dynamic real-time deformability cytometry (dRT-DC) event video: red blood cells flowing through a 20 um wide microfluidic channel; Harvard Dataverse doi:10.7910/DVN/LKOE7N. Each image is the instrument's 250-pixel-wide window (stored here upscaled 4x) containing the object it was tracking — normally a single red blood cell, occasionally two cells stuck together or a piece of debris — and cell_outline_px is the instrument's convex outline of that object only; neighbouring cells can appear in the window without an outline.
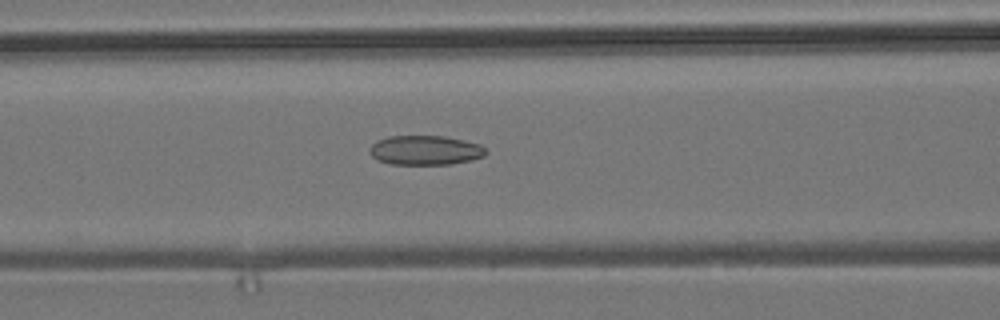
{"species": "common noctule bat (a hibernating species)", "species_latin": "Nyctalus noctula", "temperature_condition": "room temperature", "stored_images_in_passage": 45, "camera_frame_rate_fps": 3000, "um_per_image_px": 0.085, "animal": {"sex": "male", "body_mass_g": 19.2, "forearm_length_mm": 51.8}, "frame": {"image": 1, "passage_image": 13, "time_ms": 4.0, "image_size_px": [1000, 320], "cell_outline_px": [[488, 152], [484, 156], [472, 160], [452, 164], [392, 164], [376, 160], [368, 152], [368, 148], [376, 140], [388, 136], [444, 136], [464, 140], [480, 144]], "centroid_in_image_um": [36.12, 12.77], "position_along_channel_um": 130.5, "area_um2": 20.17}}
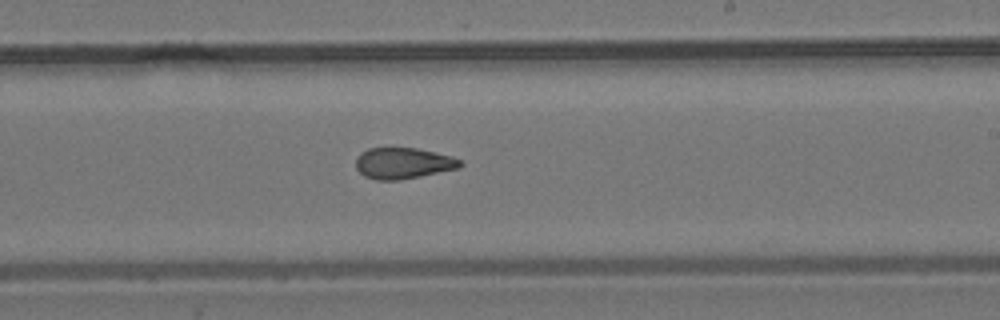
{"frame": {"image": 2, "passage_image": 23, "time_ms": 7.333, "image_size_px": [1000, 320], "cell_outline_px": [[464, 164], [460, 168], [400, 180], [376, 180], [364, 176], [356, 168], [356, 156], [360, 152], [368, 148], [416, 148], [436, 152], [452, 156], [460, 160]], "centroid_in_image_um": [34.26, 13.87], "position_along_channel_um": 254.7, "area_um2": 19.07}}
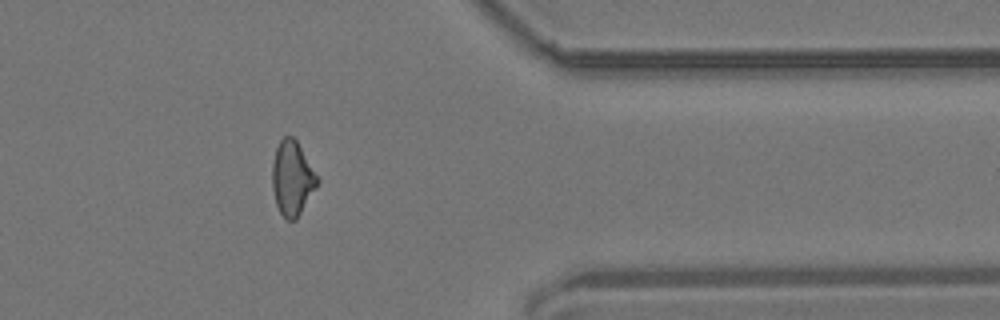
{"frame": {"image": 3, "passage_image": 35, "time_ms": 11.333, "image_size_px": [1000, 320], "cell_outline_px": [[320, 180], [316, 188], [296, 220], [288, 220], [280, 212], [276, 204], [272, 188], [272, 164], [276, 148], [280, 140], [284, 136], [292, 136], [296, 140]], "centroid_in_image_um": [24.83, 15.15], "position_along_channel_um": 386.6, "area_um2": 19.42}, "authors_computed_cell_mechanics": {"area_um2": 19.5364, "velocity_mm_per_s": 3.73, "shape_relaxation_time_tau1_ms": null, "shape_relaxation_time_tau2_ms": 3.214, "deformation_change_tau1": null, "deformation_change_tau2": 0.1125}}